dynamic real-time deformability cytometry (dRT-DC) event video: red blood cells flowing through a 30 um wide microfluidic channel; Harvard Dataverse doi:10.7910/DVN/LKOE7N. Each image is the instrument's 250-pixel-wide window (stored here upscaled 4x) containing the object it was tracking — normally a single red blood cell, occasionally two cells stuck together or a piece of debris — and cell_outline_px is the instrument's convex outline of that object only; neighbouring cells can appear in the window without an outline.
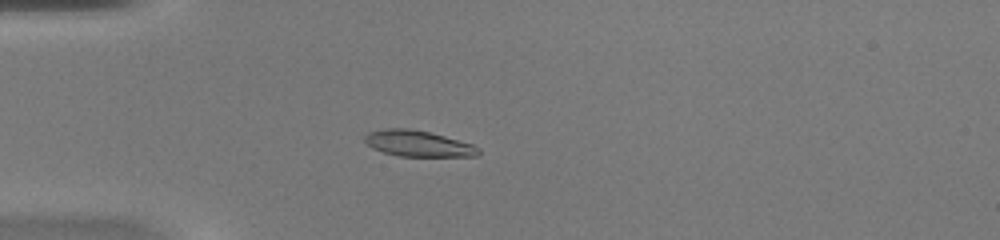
{"species": "common noctule bat (a hibernating species)", "species_latin": "Nyctalus noctula", "temperature_condition": "warm", "stored_images_in_passage": 50, "camera_frame_rate_fps": 3000, "um_per_image_px": 0.085, "animal": {"sex": "female", "body_mass_g": 20.0, "forearm_length_mm": 54.0}, "frame": {"image": 1, "passage_image": 15, "time_ms": 4.667, "image_size_px": [1000, 240], "cell_outline_px": [[480, 152], [476, 156], [400, 156], [384, 152], [372, 148], [364, 140], [364, 136], [368, 132], [384, 128], [408, 128], [428, 132], [444, 136], [472, 144], [480, 148]], "centroid_in_image_um": [35.52, 12.2], "position_along_channel_um": 49.5, "area_um2": 17.11}}
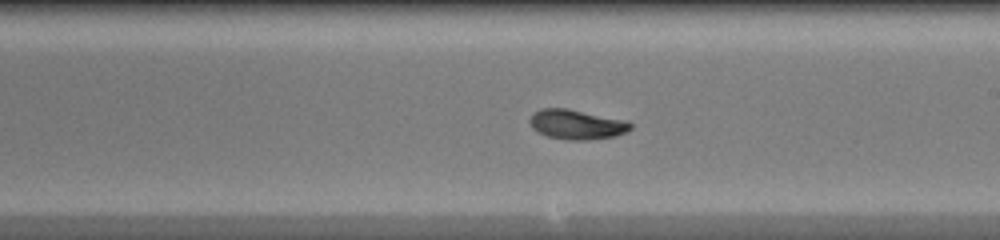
{"frame": {"image": 2, "passage_image": 30, "time_ms": 9.667, "image_size_px": [1000, 240], "cell_outline_px": [[632, 128], [616, 136], [588, 140], [568, 140], [548, 136], [532, 128], [528, 120], [532, 112], [540, 108], [568, 108], [628, 120], [632, 124]], "centroid_in_image_um": [49.01, 10.56], "position_along_channel_um": 240.0, "area_um2": 17.69}}
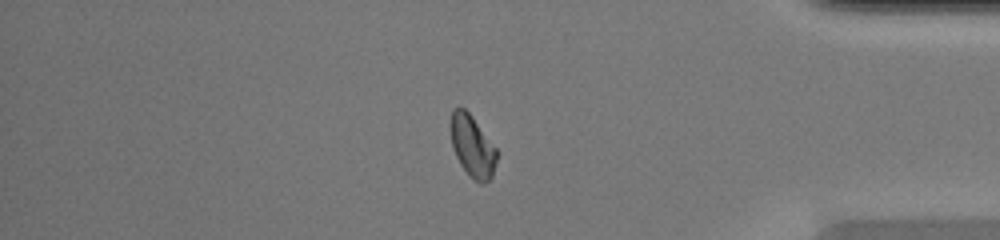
{"frame": {"image": 3, "passage_image": 43, "time_ms": 14.0, "image_size_px": [1000, 240], "cell_outline_px": [[496, 160], [492, 176], [488, 180], [480, 184], [472, 180], [468, 176], [460, 164], [456, 156], [452, 144], [448, 128], [448, 124], [452, 108], [464, 108], [472, 116], [496, 148]], "centroid_in_image_um": [40.1, 12.41], "position_along_channel_um": 395.1, "area_um2": 16.82}, "authors_computed_cell_mechanics": {"area_um2": 16.8776, "velocity_mm_per_s": 4.1761, "shape_relaxation_time_tau1_ms": 4.961, "shape_relaxation_time_tau2_ms": 1.1104, "deformation_change_tau1": 0.1884, "deformation_change_tau2": 0.0475}}